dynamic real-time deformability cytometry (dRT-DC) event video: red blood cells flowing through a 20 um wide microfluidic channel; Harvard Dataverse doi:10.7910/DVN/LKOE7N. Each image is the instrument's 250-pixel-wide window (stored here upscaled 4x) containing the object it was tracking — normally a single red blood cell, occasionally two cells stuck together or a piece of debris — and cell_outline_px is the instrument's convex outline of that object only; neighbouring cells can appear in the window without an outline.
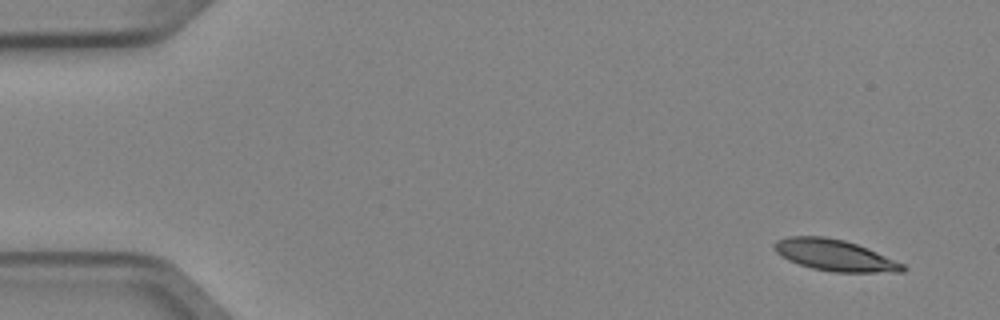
{"species": "Egyptian fruit bat (a non-hibernating species)", "species_latin": "Rousettus aegyptiacus", "temperature_condition": "cold", "stored_images_in_passage": 4, "camera_frame_rate_fps": 3000, "um_per_image_px": 0.085, "animal": {"sex": "female"}, "frame": {"image": 1, "passage_image": 1, "time_ms": 0.0, "image_size_px": [1000, 320], "cell_outline_px": [[908, 268], [904, 272], [832, 272], [812, 268], [788, 260], [776, 252], [772, 244], [776, 240], [788, 236], [824, 236], [844, 240], [868, 248], [904, 264]], "centroid_in_image_um": [70.95, 21.69], "position_along_channel_um": 14.0, "area_um2": 23.47}}